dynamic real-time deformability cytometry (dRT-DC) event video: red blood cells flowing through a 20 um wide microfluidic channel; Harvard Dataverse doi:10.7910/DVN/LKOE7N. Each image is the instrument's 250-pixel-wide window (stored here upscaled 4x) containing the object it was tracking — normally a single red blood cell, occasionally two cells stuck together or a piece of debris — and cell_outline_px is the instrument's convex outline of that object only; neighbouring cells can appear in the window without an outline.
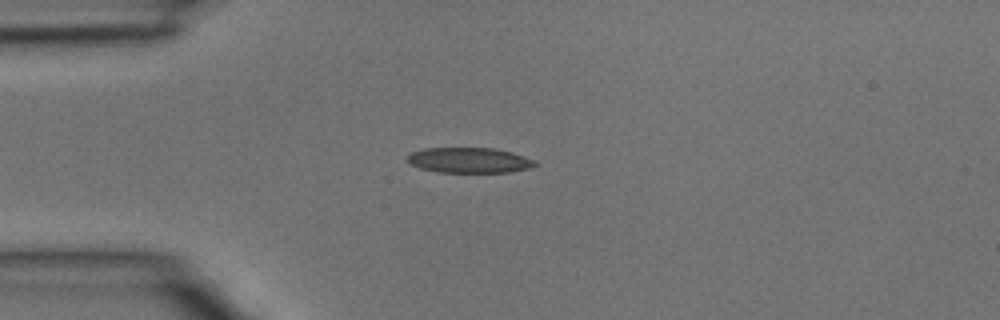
{"species": "common noctule bat (a hibernating species)", "species_latin": "Nyctalus noctula", "temperature_condition": "room temperature", "stored_images_in_passage": 1, "camera_frame_rate_fps": 3000, "um_per_image_px": 0.085, "animal": {"sex": "male", "body_mass_g": 15.6}, "frame": {"image": 1, "passage_image": 1, "time_ms": 0.0, "image_size_px": [1000, 320], "cell_outline_px": [[536, 164], [532, 168], [508, 172], [436, 172], [420, 168], [412, 164], [408, 160], [408, 156], [412, 152], [424, 148], [492, 148], [512, 152], [536, 160]], "centroid_in_image_um": [39.92, 13.62], "position_along_channel_um": 45.1, "area_um2": 18.79}}